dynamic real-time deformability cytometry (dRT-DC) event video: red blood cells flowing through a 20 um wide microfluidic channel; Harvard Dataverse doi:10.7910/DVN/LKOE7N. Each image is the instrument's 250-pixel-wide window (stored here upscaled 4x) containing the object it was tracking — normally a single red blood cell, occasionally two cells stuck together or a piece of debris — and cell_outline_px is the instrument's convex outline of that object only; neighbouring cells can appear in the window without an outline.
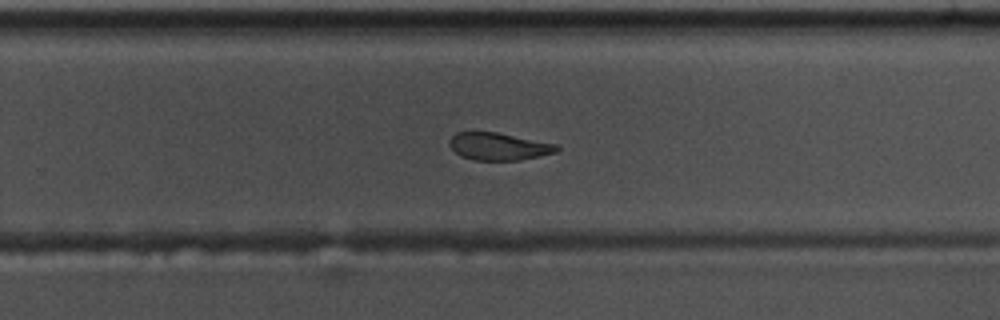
{"species": "common noctule bat (a hibernating species)", "species_latin": "Nyctalus noctula", "temperature_condition": "warm", "stored_images_in_passage": 43, "camera_frame_rate_fps": 3000, "um_per_image_px": 0.085, "animal": {"sex": "male", "body_mass_g": 17.5, "forearm_length_mm": 52.3}, "frame": {"image": 1, "passage_image": 36, "time_ms": 11.667, "image_size_px": [1000, 320], "cell_outline_px": [[560, 148], [556, 152], [540, 156], [520, 160], [476, 160], [460, 156], [448, 144], [448, 140], [456, 132], [496, 132], [556, 144]], "centroid_in_image_um": [42.37, 12.45], "position_along_channel_um": 287.4, "area_um2": 17.05}}
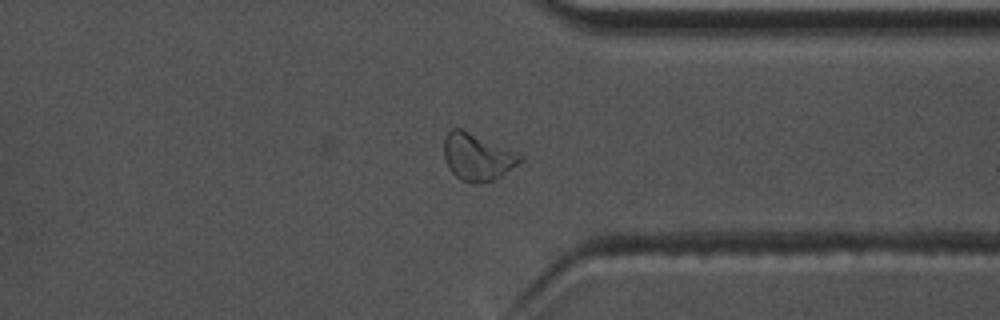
{"frame": {"image": 2, "passage_image": 43, "time_ms": 14.0, "image_size_px": [1000, 320], "cell_outline_px": [[524, 160], [500, 176], [492, 180], [460, 180], [448, 168], [444, 156], [444, 136], [452, 128], [460, 128], [520, 152], [524, 156]], "centroid_in_image_um": [40.6, 13.28], "position_along_channel_um": 370.8, "area_um2": 20.63}, "authors_computed_cell_mechanics": {"area_um2": 18.496, "velocity_mm_per_s": 3.6641, "shape_relaxation_time_tau1_ms": 6.6049, "shape_relaxation_time_tau2_ms": 4.6356, "deformation_change_tau1": 0.1739, "deformation_change_tau2": 0.12}}